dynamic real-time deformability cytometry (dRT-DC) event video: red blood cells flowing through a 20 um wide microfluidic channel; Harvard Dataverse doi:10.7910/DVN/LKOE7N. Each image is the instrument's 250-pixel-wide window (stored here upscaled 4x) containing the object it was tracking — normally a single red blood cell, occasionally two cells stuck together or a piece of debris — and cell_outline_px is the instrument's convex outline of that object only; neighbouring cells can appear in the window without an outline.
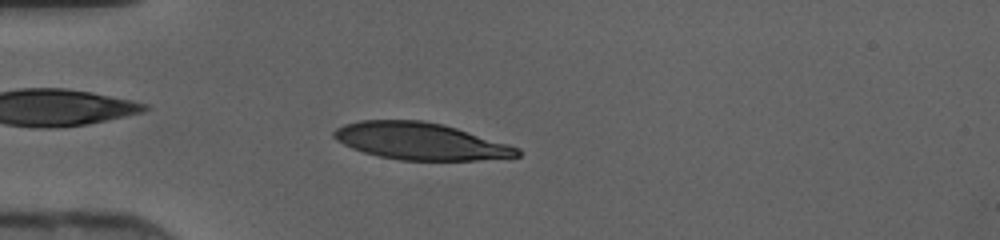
{"species": "human", "species_latin": "Homo sapiens", "temperature_condition": "cold", "stored_images_in_passage": 45, "camera_frame_rate_fps": 3000, "um_per_image_px": 0.085, "donor": {"sex": "female"}, "frame": {"image": 1, "passage_image": 12, "time_ms": 3.667, "image_size_px": [1000, 240], "cell_outline_px": [[520, 156], [476, 160], [400, 160], [380, 156], [364, 152], [352, 148], [336, 140], [332, 136], [332, 132], [336, 128], [344, 124], [360, 120], [424, 120], [444, 124], [508, 144], [520, 148]], "centroid_in_image_um": [35.71, 11.99], "position_along_channel_um": 49.3, "area_um2": 39.48}}
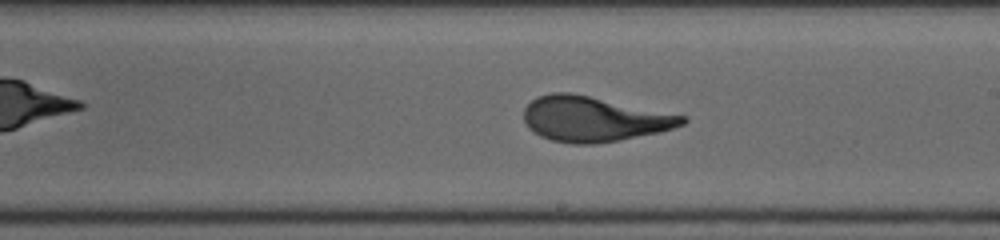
{"frame": {"image": 2, "passage_image": 26, "time_ms": 8.333, "image_size_px": [1000, 240], "cell_outline_px": [[688, 120], [684, 124], [660, 132], [620, 140], [596, 144], [572, 144], [552, 140], [540, 136], [528, 128], [524, 120], [524, 108], [536, 96], [552, 92], [568, 92], [688, 116]], "centroid_in_image_um": [50.46, 10.12], "position_along_channel_um": 238.5, "area_um2": 41.62}}
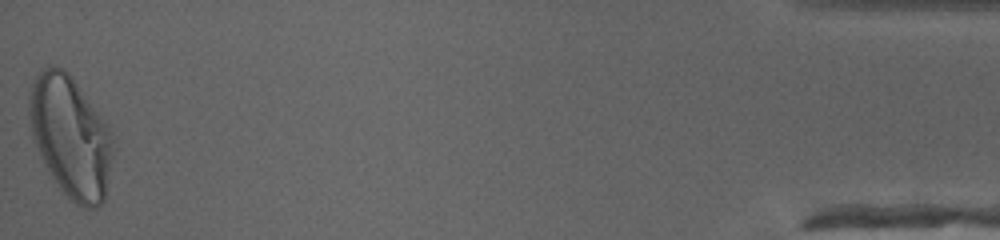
{"frame": {"image": 3, "passage_image": 45, "time_ms": 14.667, "image_size_px": [1000, 240], "cell_outline_px": [[112, 156], [104, 200], [96, 208], [80, 208], [60, 188], [52, 176], [36, 144], [32, 132], [28, 112], [28, 104], [32, 84], [36, 76], [48, 64], [52, 64], [64, 68], [72, 76], [108, 128], [112, 140]], "centroid_in_image_um": [5.98, 11.6], "position_along_channel_um": 429.2, "area_um2": 58.03}}